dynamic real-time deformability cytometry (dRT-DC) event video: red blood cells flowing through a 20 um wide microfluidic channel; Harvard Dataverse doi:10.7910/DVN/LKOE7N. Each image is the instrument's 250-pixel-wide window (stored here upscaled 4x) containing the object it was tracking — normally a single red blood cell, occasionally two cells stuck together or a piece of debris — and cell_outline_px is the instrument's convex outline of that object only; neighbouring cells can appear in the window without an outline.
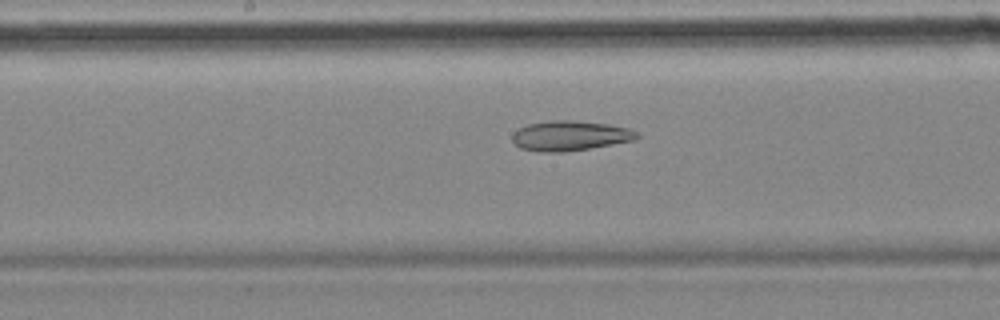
{"species": "common noctule bat (a hibernating species)", "species_latin": "Nyctalus noctula", "temperature_condition": "cold", "stored_images_in_passage": 32, "camera_frame_rate_fps": 3000, "um_per_image_px": 0.085, "animal": {"sex": "female", "body_mass_g": 18.4}, "frame": {"image": 1, "passage_image": 14, "time_ms": 4.333, "image_size_px": [1000, 320], "cell_outline_px": [[640, 136], [632, 140], [588, 148], [564, 152], [540, 152], [520, 148], [512, 140], [512, 132], [528, 124], [552, 120], [572, 120], [608, 124], [628, 128], [636, 132]], "centroid_in_image_um": [48.4, 11.53], "position_along_channel_um": 199.8, "area_um2": 21.5}}
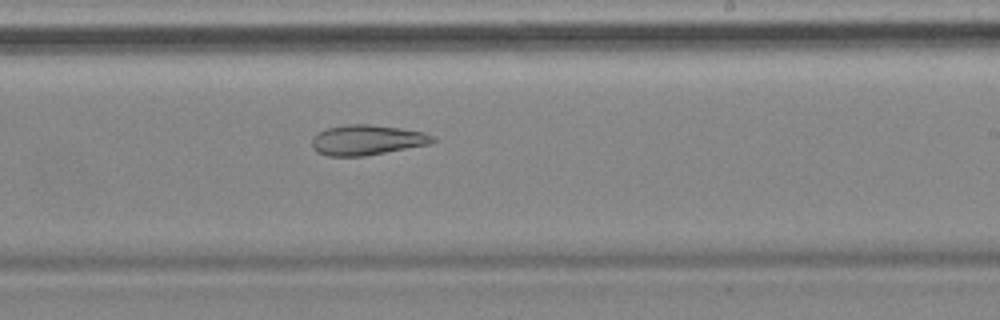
{"frame": {"image": 2, "passage_image": 19, "time_ms": 6.0, "image_size_px": [1000, 320], "cell_outline_px": [[436, 140], [428, 144], [364, 156], [328, 156], [316, 152], [312, 148], [312, 140], [320, 132], [328, 128], [348, 124], [368, 124], [400, 128], [424, 132], [432, 136]], "centroid_in_image_um": [31.17, 11.9], "position_along_channel_um": 257.8, "area_um2": 20.92}}